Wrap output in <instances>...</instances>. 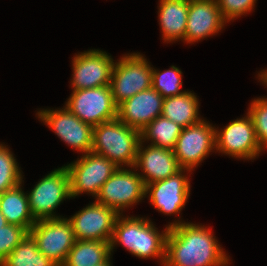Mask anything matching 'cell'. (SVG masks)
<instances>
[{
    "label": "cell",
    "mask_w": 267,
    "mask_h": 266,
    "mask_svg": "<svg viewBox=\"0 0 267 266\" xmlns=\"http://www.w3.org/2000/svg\"><path fill=\"white\" fill-rule=\"evenodd\" d=\"M248 110L254 124L258 143L264 150L267 148V98L254 99Z\"/></svg>",
    "instance_id": "4316f807"
},
{
    "label": "cell",
    "mask_w": 267,
    "mask_h": 266,
    "mask_svg": "<svg viewBox=\"0 0 267 266\" xmlns=\"http://www.w3.org/2000/svg\"><path fill=\"white\" fill-rule=\"evenodd\" d=\"M192 91L163 100L162 116L168 118L182 128L198 123L202 119L198 116L199 103Z\"/></svg>",
    "instance_id": "44dd1931"
},
{
    "label": "cell",
    "mask_w": 267,
    "mask_h": 266,
    "mask_svg": "<svg viewBox=\"0 0 267 266\" xmlns=\"http://www.w3.org/2000/svg\"><path fill=\"white\" fill-rule=\"evenodd\" d=\"M29 232L18 225L6 224L0 228V263L20 244Z\"/></svg>",
    "instance_id": "83f0119b"
},
{
    "label": "cell",
    "mask_w": 267,
    "mask_h": 266,
    "mask_svg": "<svg viewBox=\"0 0 267 266\" xmlns=\"http://www.w3.org/2000/svg\"><path fill=\"white\" fill-rule=\"evenodd\" d=\"M216 150L234 158L255 159L262 151L252 118L247 116L231 121L223 130L215 131Z\"/></svg>",
    "instance_id": "8fae6325"
},
{
    "label": "cell",
    "mask_w": 267,
    "mask_h": 266,
    "mask_svg": "<svg viewBox=\"0 0 267 266\" xmlns=\"http://www.w3.org/2000/svg\"><path fill=\"white\" fill-rule=\"evenodd\" d=\"M7 223L6 218L3 216V214L0 212V228L5 226Z\"/></svg>",
    "instance_id": "4dcf8cb0"
},
{
    "label": "cell",
    "mask_w": 267,
    "mask_h": 266,
    "mask_svg": "<svg viewBox=\"0 0 267 266\" xmlns=\"http://www.w3.org/2000/svg\"><path fill=\"white\" fill-rule=\"evenodd\" d=\"M142 145L141 140L134 167L142 169L144 175L141 174L140 177L145 185L164 180L182 169L173 150L152 145L143 148Z\"/></svg>",
    "instance_id": "ac0fdd59"
},
{
    "label": "cell",
    "mask_w": 267,
    "mask_h": 266,
    "mask_svg": "<svg viewBox=\"0 0 267 266\" xmlns=\"http://www.w3.org/2000/svg\"><path fill=\"white\" fill-rule=\"evenodd\" d=\"M182 72L178 67L171 66L170 70L159 72L152 68V88L164 99L178 96L186 91H180L182 87Z\"/></svg>",
    "instance_id": "d4e9b609"
},
{
    "label": "cell",
    "mask_w": 267,
    "mask_h": 266,
    "mask_svg": "<svg viewBox=\"0 0 267 266\" xmlns=\"http://www.w3.org/2000/svg\"><path fill=\"white\" fill-rule=\"evenodd\" d=\"M140 141L141 132L116 118L93 127L91 151L117 167L127 165L134 169Z\"/></svg>",
    "instance_id": "3957f363"
},
{
    "label": "cell",
    "mask_w": 267,
    "mask_h": 266,
    "mask_svg": "<svg viewBox=\"0 0 267 266\" xmlns=\"http://www.w3.org/2000/svg\"><path fill=\"white\" fill-rule=\"evenodd\" d=\"M260 73L261 74L258 75L259 79L267 86V70Z\"/></svg>",
    "instance_id": "f546056e"
},
{
    "label": "cell",
    "mask_w": 267,
    "mask_h": 266,
    "mask_svg": "<svg viewBox=\"0 0 267 266\" xmlns=\"http://www.w3.org/2000/svg\"><path fill=\"white\" fill-rule=\"evenodd\" d=\"M164 98L150 88L135 94L117 106V118L141 132L155 118L161 116Z\"/></svg>",
    "instance_id": "2e32d148"
},
{
    "label": "cell",
    "mask_w": 267,
    "mask_h": 266,
    "mask_svg": "<svg viewBox=\"0 0 267 266\" xmlns=\"http://www.w3.org/2000/svg\"><path fill=\"white\" fill-rule=\"evenodd\" d=\"M114 60L101 50H89L76 54L72 61L73 90L110 85Z\"/></svg>",
    "instance_id": "5bb4252c"
},
{
    "label": "cell",
    "mask_w": 267,
    "mask_h": 266,
    "mask_svg": "<svg viewBox=\"0 0 267 266\" xmlns=\"http://www.w3.org/2000/svg\"><path fill=\"white\" fill-rule=\"evenodd\" d=\"M145 197V184L140 173L120 167L102 185L96 202L122 214L124 208L138 203Z\"/></svg>",
    "instance_id": "9c48e42d"
},
{
    "label": "cell",
    "mask_w": 267,
    "mask_h": 266,
    "mask_svg": "<svg viewBox=\"0 0 267 266\" xmlns=\"http://www.w3.org/2000/svg\"><path fill=\"white\" fill-rule=\"evenodd\" d=\"M226 24L216 0H189L184 41L197 42L218 33Z\"/></svg>",
    "instance_id": "e0dca14e"
},
{
    "label": "cell",
    "mask_w": 267,
    "mask_h": 266,
    "mask_svg": "<svg viewBox=\"0 0 267 266\" xmlns=\"http://www.w3.org/2000/svg\"><path fill=\"white\" fill-rule=\"evenodd\" d=\"M66 108L92 127L117 118V105L110 85L73 90Z\"/></svg>",
    "instance_id": "8992f818"
},
{
    "label": "cell",
    "mask_w": 267,
    "mask_h": 266,
    "mask_svg": "<svg viewBox=\"0 0 267 266\" xmlns=\"http://www.w3.org/2000/svg\"><path fill=\"white\" fill-rule=\"evenodd\" d=\"M110 258L111 257H109L105 262H103L102 264L97 265V266H111Z\"/></svg>",
    "instance_id": "1f68e13d"
},
{
    "label": "cell",
    "mask_w": 267,
    "mask_h": 266,
    "mask_svg": "<svg viewBox=\"0 0 267 266\" xmlns=\"http://www.w3.org/2000/svg\"><path fill=\"white\" fill-rule=\"evenodd\" d=\"M37 116L65 143L83 154L91 152L93 127L81 121L66 106L61 110H40Z\"/></svg>",
    "instance_id": "7c38bea8"
},
{
    "label": "cell",
    "mask_w": 267,
    "mask_h": 266,
    "mask_svg": "<svg viewBox=\"0 0 267 266\" xmlns=\"http://www.w3.org/2000/svg\"><path fill=\"white\" fill-rule=\"evenodd\" d=\"M70 199L69 174L65 166L55 169L41 179L28 194V202L33 218L55 219L54 209L65 199Z\"/></svg>",
    "instance_id": "52a82bcc"
},
{
    "label": "cell",
    "mask_w": 267,
    "mask_h": 266,
    "mask_svg": "<svg viewBox=\"0 0 267 266\" xmlns=\"http://www.w3.org/2000/svg\"><path fill=\"white\" fill-rule=\"evenodd\" d=\"M82 156L65 166L69 174L70 197L75 198L84 192L97 197L102 185L119 167L92 151Z\"/></svg>",
    "instance_id": "5b68a950"
},
{
    "label": "cell",
    "mask_w": 267,
    "mask_h": 266,
    "mask_svg": "<svg viewBox=\"0 0 267 266\" xmlns=\"http://www.w3.org/2000/svg\"><path fill=\"white\" fill-rule=\"evenodd\" d=\"M181 169L168 178L145 185V196L149 193L151 204L164 214H177L185 206L190 195V182Z\"/></svg>",
    "instance_id": "9a60e30c"
},
{
    "label": "cell",
    "mask_w": 267,
    "mask_h": 266,
    "mask_svg": "<svg viewBox=\"0 0 267 266\" xmlns=\"http://www.w3.org/2000/svg\"><path fill=\"white\" fill-rule=\"evenodd\" d=\"M0 266H58L38 250L36 241L28 234Z\"/></svg>",
    "instance_id": "cb8c5ba5"
},
{
    "label": "cell",
    "mask_w": 267,
    "mask_h": 266,
    "mask_svg": "<svg viewBox=\"0 0 267 266\" xmlns=\"http://www.w3.org/2000/svg\"><path fill=\"white\" fill-rule=\"evenodd\" d=\"M181 130V126L161 115L141 131V140H151L152 146L173 150Z\"/></svg>",
    "instance_id": "603a6c76"
},
{
    "label": "cell",
    "mask_w": 267,
    "mask_h": 266,
    "mask_svg": "<svg viewBox=\"0 0 267 266\" xmlns=\"http://www.w3.org/2000/svg\"><path fill=\"white\" fill-rule=\"evenodd\" d=\"M158 9L164 41L184 40L189 0H160Z\"/></svg>",
    "instance_id": "d6986e66"
},
{
    "label": "cell",
    "mask_w": 267,
    "mask_h": 266,
    "mask_svg": "<svg viewBox=\"0 0 267 266\" xmlns=\"http://www.w3.org/2000/svg\"><path fill=\"white\" fill-rule=\"evenodd\" d=\"M221 15L226 22L241 17L251 12L255 6L256 0H216Z\"/></svg>",
    "instance_id": "f1b7e54d"
},
{
    "label": "cell",
    "mask_w": 267,
    "mask_h": 266,
    "mask_svg": "<svg viewBox=\"0 0 267 266\" xmlns=\"http://www.w3.org/2000/svg\"><path fill=\"white\" fill-rule=\"evenodd\" d=\"M215 131L216 128L204 119L182 128L173 149L177 162L182 169L193 170L216 148Z\"/></svg>",
    "instance_id": "30bf717a"
},
{
    "label": "cell",
    "mask_w": 267,
    "mask_h": 266,
    "mask_svg": "<svg viewBox=\"0 0 267 266\" xmlns=\"http://www.w3.org/2000/svg\"><path fill=\"white\" fill-rule=\"evenodd\" d=\"M110 256V242L76 240L62 266H97Z\"/></svg>",
    "instance_id": "7402d4cb"
},
{
    "label": "cell",
    "mask_w": 267,
    "mask_h": 266,
    "mask_svg": "<svg viewBox=\"0 0 267 266\" xmlns=\"http://www.w3.org/2000/svg\"><path fill=\"white\" fill-rule=\"evenodd\" d=\"M29 234L36 241L38 250L58 266L63 265L76 241L67 218L38 220Z\"/></svg>",
    "instance_id": "ba28073f"
},
{
    "label": "cell",
    "mask_w": 267,
    "mask_h": 266,
    "mask_svg": "<svg viewBox=\"0 0 267 266\" xmlns=\"http://www.w3.org/2000/svg\"><path fill=\"white\" fill-rule=\"evenodd\" d=\"M118 215L114 209L95 201L73 215L68 221L76 240L110 242Z\"/></svg>",
    "instance_id": "4fadbf2b"
},
{
    "label": "cell",
    "mask_w": 267,
    "mask_h": 266,
    "mask_svg": "<svg viewBox=\"0 0 267 266\" xmlns=\"http://www.w3.org/2000/svg\"><path fill=\"white\" fill-rule=\"evenodd\" d=\"M167 227L164 266H228L229 259L209 228L179 221Z\"/></svg>",
    "instance_id": "6da1fadb"
},
{
    "label": "cell",
    "mask_w": 267,
    "mask_h": 266,
    "mask_svg": "<svg viewBox=\"0 0 267 266\" xmlns=\"http://www.w3.org/2000/svg\"><path fill=\"white\" fill-rule=\"evenodd\" d=\"M150 221L142 217L123 218L119 214L110 241V251L119 242L133 255L145 259L159 257L164 265L169 228L166 226L160 234Z\"/></svg>",
    "instance_id": "7a4b0ae2"
},
{
    "label": "cell",
    "mask_w": 267,
    "mask_h": 266,
    "mask_svg": "<svg viewBox=\"0 0 267 266\" xmlns=\"http://www.w3.org/2000/svg\"><path fill=\"white\" fill-rule=\"evenodd\" d=\"M21 184L0 194V212L7 223L23 227L29 232L36 220L30 211L28 195L22 191Z\"/></svg>",
    "instance_id": "ffe728a7"
},
{
    "label": "cell",
    "mask_w": 267,
    "mask_h": 266,
    "mask_svg": "<svg viewBox=\"0 0 267 266\" xmlns=\"http://www.w3.org/2000/svg\"><path fill=\"white\" fill-rule=\"evenodd\" d=\"M110 87L118 106L135 94L152 87V67L140 53L124 55L114 63Z\"/></svg>",
    "instance_id": "277c9868"
},
{
    "label": "cell",
    "mask_w": 267,
    "mask_h": 266,
    "mask_svg": "<svg viewBox=\"0 0 267 266\" xmlns=\"http://www.w3.org/2000/svg\"><path fill=\"white\" fill-rule=\"evenodd\" d=\"M22 174L11 151L0 144V194L22 183Z\"/></svg>",
    "instance_id": "484cf974"
}]
</instances>
